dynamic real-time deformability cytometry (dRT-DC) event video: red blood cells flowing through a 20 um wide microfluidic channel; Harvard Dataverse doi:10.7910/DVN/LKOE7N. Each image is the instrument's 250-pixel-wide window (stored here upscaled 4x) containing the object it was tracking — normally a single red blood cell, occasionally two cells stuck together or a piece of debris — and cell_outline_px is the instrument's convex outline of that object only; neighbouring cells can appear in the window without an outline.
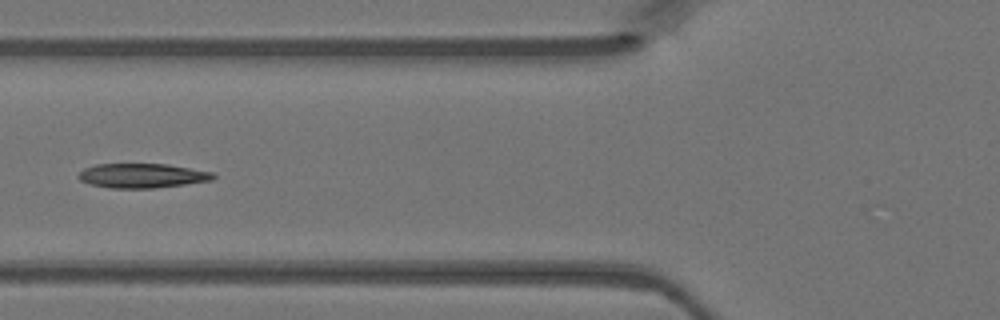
{"species": "Egyptian fruit bat (a non-hibernating species)", "species_latin": "Rousettus aegyptiacus", "temperature_condition": "warm", "stored_images_in_passage": 23, "camera_frame_rate_fps": 3000, "um_per_image_px": 0.085, "animal": {"sex": "female"}, "frame": {"image": 1, "passage_image": 17, "time_ms": 5.333, "image_size_px": [1000, 320], "cell_outline_px": [[216, 176], [212, 180], [156, 188], [108, 188], [88, 184], [80, 180], [76, 176], [84, 168], [96, 164], [168, 164], [212, 172]], "centroid_in_image_um": [12.04, 14.93], "position_along_channel_um": 113.8, "area_um2": 19.25}}